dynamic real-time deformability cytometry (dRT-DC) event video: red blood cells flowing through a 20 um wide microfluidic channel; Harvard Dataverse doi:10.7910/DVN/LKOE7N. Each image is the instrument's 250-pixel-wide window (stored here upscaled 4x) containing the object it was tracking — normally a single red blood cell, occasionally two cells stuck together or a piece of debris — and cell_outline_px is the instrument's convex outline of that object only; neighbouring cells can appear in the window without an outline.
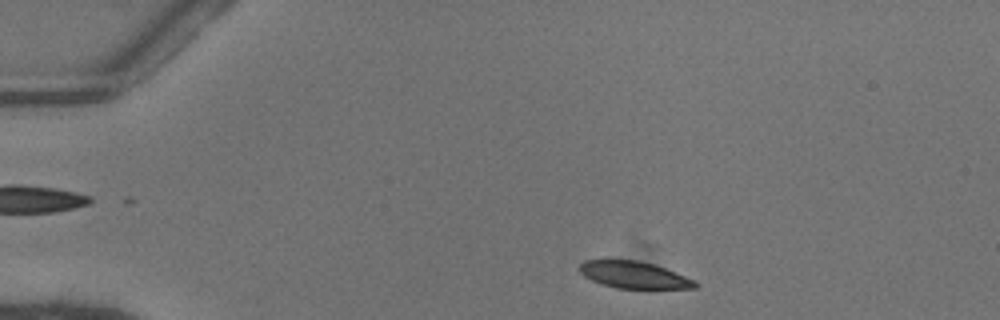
{"species": "common noctule bat (a hibernating species)", "species_latin": "Nyctalus noctula", "temperature_condition": "warm", "stored_images_in_passage": 44, "camera_frame_rate_fps": 3000, "um_per_image_px": 0.085, "animal": {"sex": "female"}, "frame": {"image": 1, "passage_image": 3, "time_ms": 0.667, "image_size_px": [1000, 320], "cell_outline_px": [[700, 284], [696, 288], [648, 292], [616, 288], [600, 284], [584, 276], [580, 272], [580, 264], [584, 260], [640, 260], [664, 268], [696, 280]], "centroid_in_image_um": [53.99, 23.44], "position_along_channel_um": 31.0, "area_um2": 19.19}}
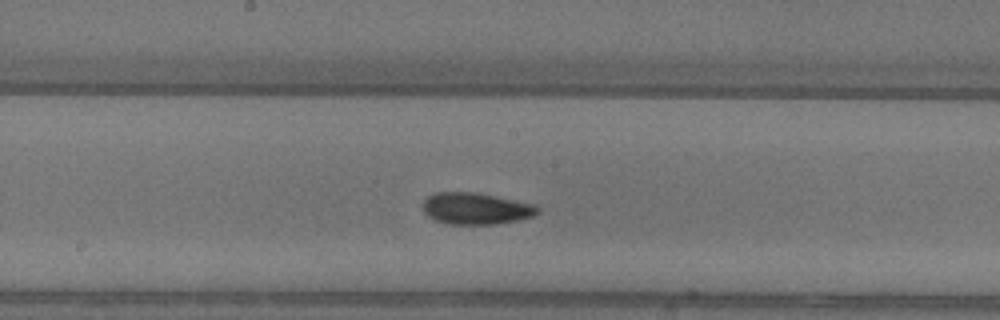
{"frame": {"image": 2, "passage_image": 21, "time_ms": 6.667, "image_size_px": [1000, 320], "cell_outline_px": [[540, 212], [532, 216], [520, 220], [496, 224], [448, 224], [436, 220], [428, 216], [424, 212], [424, 200], [428, 196], [436, 192], [476, 192], [536, 204], [540, 208]], "centroid_in_image_um": [40.49, 17.72], "position_along_channel_um": 207.7, "area_um2": 21.27}}
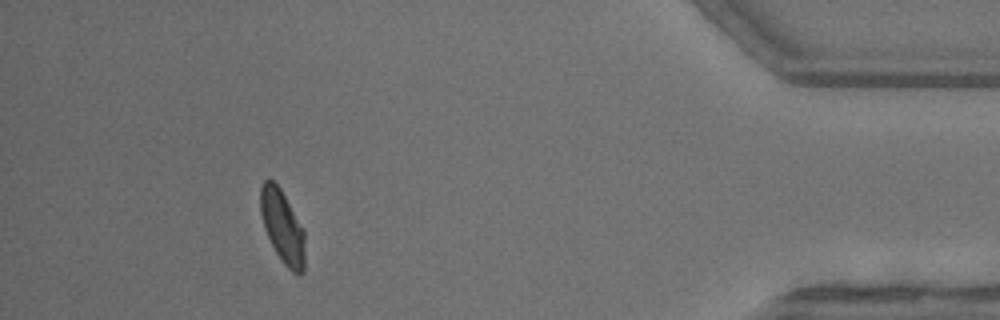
{"frame": {"image": 3, "passage_image": 40, "time_ms": 13.0, "image_size_px": [1000, 320], "cell_outline_px": [[304, 272], [292, 272], [284, 264], [276, 252], [264, 228], [260, 212], [260, 188], [264, 180], [268, 176], [280, 188], [304, 228]], "centroid_in_image_um": [24.0, 19.22], "position_along_channel_um": 411.2, "area_um2": 18.84}, "authors_computed_cell_mechanics": {"area_um2": 19.9121, "velocity_mm_per_s": 4.064, "shape_relaxation_time_tau1_ms": 4.8482, "shape_relaxation_time_tau2_ms": 2.5574, "deformation_change_tau1": 0.1592, "deformation_change_tau2": 0.0528}}